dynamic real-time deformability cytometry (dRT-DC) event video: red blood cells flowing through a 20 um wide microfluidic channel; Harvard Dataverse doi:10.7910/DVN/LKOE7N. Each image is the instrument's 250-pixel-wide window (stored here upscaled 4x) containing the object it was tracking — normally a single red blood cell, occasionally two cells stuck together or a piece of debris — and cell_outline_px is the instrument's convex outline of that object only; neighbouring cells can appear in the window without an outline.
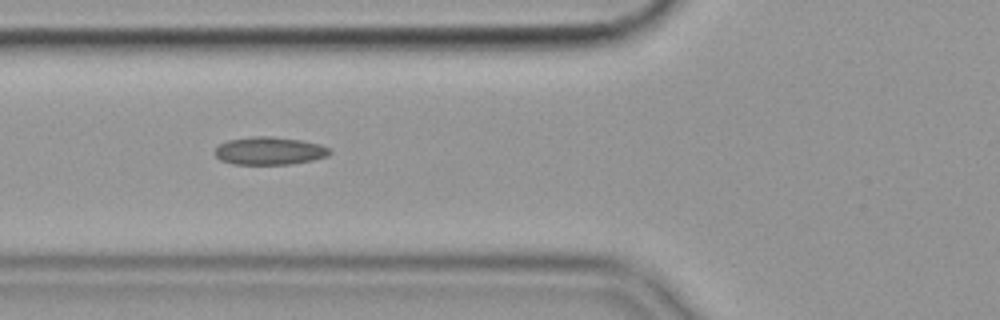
{"species": "common noctule bat (a hibernating species)", "species_latin": "Nyctalus noctula", "temperature_condition": "cold", "stored_images_in_passage": 42, "camera_frame_rate_fps": 3000, "um_per_image_px": 0.085, "animal": {"sex": "female", "body_mass_g": 19.9}, "frame": {"image": 1, "passage_image": 7, "time_ms": 2.0, "image_size_px": [1000, 320], "cell_outline_px": [[332, 152], [324, 156], [312, 160], [292, 164], [232, 164], [220, 160], [212, 152], [220, 144], [228, 140], [252, 136], [272, 136], [300, 140], [320, 144], [328, 148]], "centroid_in_image_um": [22.85, 12.82], "position_along_channel_um": 102.9, "area_um2": 18.61}, "authors_computed_cell_mechanics": {"area_um2": 17.7446, "velocity_mm_per_s": 3.5742, "shape_relaxation_time_tau1_ms": null, "shape_relaxation_time_tau2_ms": 4.4975, "deformation_change_tau1": null, "deformation_change_tau2": 0.12}}